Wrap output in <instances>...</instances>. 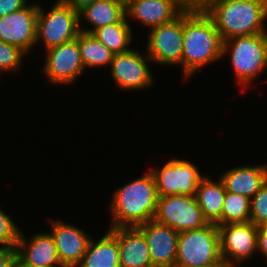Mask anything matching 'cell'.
I'll use <instances>...</instances> for the list:
<instances>
[{
  "mask_svg": "<svg viewBox=\"0 0 267 267\" xmlns=\"http://www.w3.org/2000/svg\"><path fill=\"white\" fill-rule=\"evenodd\" d=\"M222 45L223 40L215 23L205 11H183L181 68L185 78H190L205 65L220 60Z\"/></svg>",
  "mask_w": 267,
  "mask_h": 267,
  "instance_id": "obj_1",
  "label": "cell"
},
{
  "mask_svg": "<svg viewBox=\"0 0 267 267\" xmlns=\"http://www.w3.org/2000/svg\"><path fill=\"white\" fill-rule=\"evenodd\" d=\"M158 192L154 176L148 171L141 177L124 184L112 194L110 214L116 227H137L154 218Z\"/></svg>",
  "mask_w": 267,
  "mask_h": 267,
  "instance_id": "obj_2",
  "label": "cell"
},
{
  "mask_svg": "<svg viewBox=\"0 0 267 267\" xmlns=\"http://www.w3.org/2000/svg\"><path fill=\"white\" fill-rule=\"evenodd\" d=\"M205 12L213 19L223 41L267 33L264 0H217Z\"/></svg>",
  "mask_w": 267,
  "mask_h": 267,
  "instance_id": "obj_3",
  "label": "cell"
},
{
  "mask_svg": "<svg viewBox=\"0 0 267 267\" xmlns=\"http://www.w3.org/2000/svg\"><path fill=\"white\" fill-rule=\"evenodd\" d=\"M229 55L236 82L249 87L267 68V33L237 36L223 41L222 59Z\"/></svg>",
  "mask_w": 267,
  "mask_h": 267,
  "instance_id": "obj_4",
  "label": "cell"
},
{
  "mask_svg": "<svg viewBox=\"0 0 267 267\" xmlns=\"http://www.w3.org/2000/svg\"><path fill=\"white\" fill-rule=\"evenodd\" d=\"M226 266L220 252L218 226L179 232L175 267Z\"/></svg>",
  "mask_w": 267,
  "mask_h": 267,
  "instance_id": "obj_5",
  "label": "cell"
},
{
  "mask_svg": "<svg viewBox=\"0 0 267 267\" xmlns=\"http://www.w3.org/2000/svg\"><path fill=\"white\" fill-rule=\"evenodd\" d=\"M79 12L56 2L45 13L38 4L36 44L43 42L45 50L70 42L80 33Z\"/></svg>",
  "mask_w": 267,
  "mask_h": 267,
  "instance_id": "obj_6",
  "label": "cell"
},
{
  "mask_svg": "<svg viewBox=\"0 0 267 267\" xmlns=\"http://www.w3.org/2000/svg\"><path fill=\"white\" fill-rule=\"evenodd\" d=\"M153 219L178 232L198 229L208 224L196 197L191 195L160 196Z\"/></svg>",
  "mask_w": 267,
  "mask_h": 267,
  "instance_id": "obj_7",
  "label": "cell"
},
{
  "mask_svg": "<svg viewBox=\"0 0 267 267\" xmlns=\"http://www.w3.org/2000/svg\"><path fill=\"white\" fill-rule=\"evenodd\" d=\"M159 197L170 195L195 196L201 176L197 166L188 160L171 159L162 167L150 169Z\"/></svg>",
  "mask_w": 267,
  "mask_h": 267,
  "instance_id": "obj_8",
  "label": "cell"
},
{
  "mask_svg": "<svg viewBox=\"0 0 267 267\" xmlns=\"http://www.w3.org/2000/svg\"><path fill=\"white\" fill-rule=\"evenodd\" d=\"M146 51L160 65H181L183 50V12L172 22L150 28Z\"/></svg>",
  "mask_w": 267,
  "mask_h": 267,
  "instance_id": "obj_9",
  "label": "cell"
},
{
  "mask_svg": "<svg viewBox=\"0 0 267 267\" xmlns=\"http://www.w3.org/2000/svg\"><path fill=\"white\" fill-rule=\"evenodd\" d=\"M218 231L220 252L227 267H236L257 253L258 227L252 222L220 225Z\"/></svg>",
  "mask_w": 267,
  "mask_h": 267,
  "instance_id": "obj_10",
  "label": "cell"
},
{
  "mask_svg": "<svg viewBox=\"0 0 267 267\" xmlns=\"http://www.w3.org/2000/svg\"><path fill=\"white\" fill-rule=\"evenodd\" d=\"M147 53L141 54L137 49L114 54L110 64L112 78L120 90H141L153 86L154 78L149 70Z\"/></svg>",
  "mask_w": 267,
  "mask_h": 267,
  "instance_id": "obj_11",
  "label": "cell"
},
{
  "mask_svg": "<svg viewBox=\"0 0 267 267\" xmlns=\"http://www.w3.org/2000/svg\"><path fill=\"white\" fill-rule=\"evenodd\" d=\"M78 37L70 42L46 50L43 73L54 84L72 85L84 74Z\"/></svg>",
  "mask_w": 267,
  "mask_h": 267,
  "instance_id": "obj_12",
  "label": "cell"
},
{
  "mask_svg": "<svg viewBox=\"0 0 267 267\" xmlns=\"http://www.w3.org/2000/svg\"><path fill=\"white\" fill-rule=\"evenodd\" d=\"M38 5L29 3L13 13L0 17V40L18 47L26 54L36 45Z\"/></svg>",
  "mask_w": 267,
  "mask_h": 267,
  "instance_id": "obj_13",
  "label": "cell"
},
{
  "mask_svg": "<svg viewBox=\"0 0 267 267\" xmlns=\"http://www.w3.org/2000/svg\"><path fill=\"white\" fill-rule=\"evenodd\" d=\"M137 228L145 236L153 267H175L179 232L154 219Z\"/></svg>",
  "mask_w": 267,
  "mask_h": 267,
  "instance_id": "obj_14",
  "label": "cell"
},
{
  "mask_svg": "<svg viewBox=\"0 0 267 267\" xmlns=\"http://www.w3.org/2000/svg\"><path fill=\"white\" fill-rule=\"evenodd\" d=\"M51 235L54 238L57 254L63 267H76L86 253L90 235L73 224L52 220Z\"/></svg>",
  "mask_w": 267,
  "mask_h": 267,
  "instance_id": "obj_15",
  "label": "cell"
},
{
  "mask_svg": "<svg viewBox=\"0 0 267 267\" xmlns=\"http://www.w3.org/2000/svg\"><path fill=\"white\" fill-rule=\"evenodd\" d=\"M126 18L136 19L149 29L172 22L184 9L180 0L124 1ZM132 17V18H131Z\"/></svg>",
  "mask_w": 267,
  "mask_h": 267,
  "instance_id": "obj_16",
  "label": "cell"
},
{
  "mask_svg": "<svg viewBox=\"0 0 267 267\" xmlns=\"http://www.w3.org/2000/svg\"><path fill=\"white\" fill-rule=\"evenodd\" d=\"M118 241L120 267H153L144 234L137 227L108 230Z\"/></svg>",
  "mask_w": 267,
  "mask_h": 267,
  "instance_id": "obj_17",
  "label": "cell"
},
{
  "mask_svg": "<svg viewBox=\"0 0 267 267\" xmlns=\"http://www.w3.org/2000/svg\"><path fill=\"white\" fill-rule=\"evenodd\" d=\"M17 255L28 265L35 267H63L55 241L50 232L32 235L28 241L20 230Z\"/></svg>",
  "mask_w": 267,
  "mask_h": 267,
  "instance_id": "obj_18",
  "label": "cell"
},
{
  "mask_svg": "<svg viewBox=\"0 0 267 267\" xmlns=\"http://www.w3.org/2000/svg\"><path fill=\"white\" fill-rule=\"evenodd\" d=\"M225 190L251 199L267 181V165H242L221 174Z\"/></svg>",
  "mask_w": 267,
  "mask_h": 267,
  "instance_id": "obj_19",
  "label": "cell"
},
{
  "mask_svg": "<svg viewBox=\"0 0 267 267\" xmlns=\"http://www.w3.org/2000/svg\"><path fill=\"white\" fill-rule=\"evenodd\" d=\"M125 16L124 0H95L79 11L80 31L91 34L100 27L120 22ZM83 18L92 28L81 27Z\"/></svg>",
  "mask_w": 267,
  "mask_h": 267,
  "instance_id": "obj_20",
  "label": "cell"
},
{
  "mask_svg": "<svg viewBox=\"0 0 267 267\" xmlns=\"http://www.w3.org/2000/svg\"><path fill=\"white\" fill-rule=\"evenodd\" d=\"M226 190L221 179L214 181L204 176L198 185L195 197L208 223L222 225V210Z\"/></svg>",
  "mask_w": 267,
  "mask_h": 267,
  "instance_id": "obj_21",
  "label": "cell"
},
{
  "mask_svg": "<svg viewBox=\"0 0 267 267\" xmlns=\"http://www.w3.org/2000/svg\"><path fill=\"white\" fill-rule=\"evenodd\" d=\"M76 267H120L117 239L109 231L96 242L91 238Z\"/></svg>",
  "mask_w": 267,
  "mask_h": 267,
  "instance_id": "obj_22",
  "label": "cell"
},
{
  "mask_svg": "<svg viewBox=\"0 0 267 267\" xmlns=\"http://www.w3.org/2000/svg\"><path fill=\"white\" fill-rule=\"evenodd\" d=\"M91 34L114 54L131 50L129 47L133 40V31L126 16L120 22L100 27Z\"/></svg>",
  "mask_w": 267,
  "mask_h": 267,
  "instance_id": "obj_23",
  "label": "cell"
},
{
  "mask_svg": "<svg viewBox=\"0 0 267 267\" xmlns=\"http://www.w3.org/2000/svg\"><path fill=\"white\" fill-rule=\"evenodd\" d=\"M78 43L84 69L110 66L114 53L92 34L80 32Z\"/></svg>",
  "mask_w": 267,
  "mask_h": 267,
  "instance_id": "obj_24",
  "label": "cell"
},
{
  "mask_svg": "<svg viewBox=\"0 0 267 267\" xmlns=\"http://www.w3.org/2000/svg\"><path fill=\"white\" fill-rule=\"evenodd\" d=\"M250 222V199L226 191L222 210V225Z\"/></svg>",
  "mask_w": 267,
  "mask_h": 267,
  "instance_id": "obj_25",
  "label": "cell"
},
{
  "mask_svg": "<svg viewBox=\"0 0 267 267\" xmlns=\"http://www.w3.org/2000/svg\"><path fill=\"white\" fill-rule=\"evenodd\" d=\"M24 55L27 54L18 47L0 40V75L20 70Z\"/></svg>",
  "mask_w": 267,
  "mask_h": 267,
  "instance_id": "obj_26",
  "label": "cell"
},
{
  "mask_svg": "<svg viewBox=\"0 0 267 267\" xmlns=\"http://www.w3.org/2000/svg\"><path fill=\"white\" fill-rule=\"evenodd\" d=\"M250 222L257 227L267 224V181L250 199Z\"/></svg>",
  "mask_w": 267,
  "mask_h": 267,
  "instance_id": "obj_27",
  "label": "cell"
},
{
  "mask_svg": "<svg viewBox=\"0 0 267 267\" xmlns=\"http://www.w3.org/2000/svg\"><path fill=\"white\" fill-rule=\"evenodd\" d=\"M20 228L10 216L0 209V245L1 248L17 247Z\"/></svg>",
  "mask_w": 267,
  "mask_h": 267,
  "instance_id": "obj_28",
  "label": "cell"
},
{
  "mask_svg": "<svg viewBox=\"0 0 267 267\" xmlns=\"http://www.w3.org/2000/svg\"><path fill=\"white\" fill-rule=\"evenodd\" d=\"M28 4L27 0H0V17L17 11Z\"/></svg>",
  "mask_w": 267,
  "mask_h": 267,
  "instance_id": "obj_29",
  "label": "cell"
},
{
  "mask_svg": "<svg viewBox=\"0 0 267 267\" xmlns=\"http://www.w3.org/2000/svg\"><path fill=\"white\" fill-rule=\"evenodd\" d=\"M217 0H180L184 10L188 11H206Z\"/></svg>",
  "mask_w": 267,
  "mask_h": 267,
  "instance_id": "obj_30",
  "label": "cell"
},
{
  "mask_svg": "<svg viewBox=\"0 0 267 267\" xmlns=\"http://www.w3.org/2000/svg\"><path fill=\"white\" fill-rule=\"evenodd\" d=\"M17 257V247L1 248L0 247V267H13Z\"/></svg>",
  "mask_w": 267,
  "mask_h": 267,
  "instance_id": "obj_31",
  "label": "cell"
},
{
  "mask_svg": "<svg viewBox=\"0 0 267 267\" xmlns=\"http://www.w3.org/2000/svg\"><path fill=\"white\" fill-rule=\"evenodd\" d=\"M257 252L267 259V224L258 227Z\"/></svg>",
  "mask_w": 267,
  "mask_h": 267,
  "instance_id": "obj_32",
  "label": "cell"
},
{
  "mask_svg": "<svg viewBox=\"0 0 267 267\" xmlns=\"http://www.w3.org/2000/svg\"><path fill=\"white\" fill-rule=\"evenodd\" d=\"M95 0H57L55 2L67 5L68 7L77 10L78 12L83 9L86 5H89Z\"/></svg>",
  "mask_w": 267,
  "mask_h": 267,
  "instance_id": "obj_33",
  "label": "cell"
},
{
  "mask_svg": "<svg viewBox=\"0 0 267 267\" xmlns=\"http://www.w3.org/2000/svg\"><path fill=\"white\" fill-rule=\"evenodd\" d=\"M13 267H35V266H31L26 264L18 255L15 258V261L13 263Z\"/></svg>",
  "mask_w": 267,
  "mask_h": 267,
  "instance_id": "obj_34",
  "label": "cell"
},
{
  "mask_svg": "<svg viewBox=\"0 0 267 267\" xmlns=\"http://www.w3.org/2000/svg\"><path fill=\"white\" fill-rule=\"evenodd\" d=\"M209 267H227V266H209Z\"/></svg>",
  "mask_w": 267,
  "mask_h": 267,
  "instance_id": "obj_35",
  "label": "cell"
},
{
  "mask_svg": "<svg viewBox=\"0 0 267 267\" xmlns=\"http://www.w3.org/2000/svg\"><path fill=\"white\" fill-rule=\"evenodd\" d=\"M124 1H140V0H124Z\"/></svg>",
  "mask_w": 267,
  "mask_h": 267,
  "instance_id": "obj_36",
  "label": "cell"
}]
</instances>
